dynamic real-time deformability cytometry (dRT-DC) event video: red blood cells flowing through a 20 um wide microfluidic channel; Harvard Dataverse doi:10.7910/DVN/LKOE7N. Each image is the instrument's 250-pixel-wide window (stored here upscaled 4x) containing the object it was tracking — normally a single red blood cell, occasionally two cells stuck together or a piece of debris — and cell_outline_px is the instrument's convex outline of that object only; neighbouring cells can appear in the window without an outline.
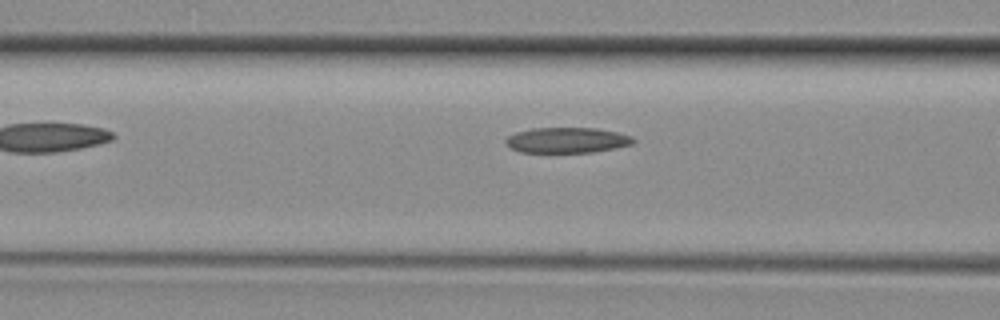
{"species": "common noctule bat (a hibernating species)", "species_latin": "Nyctalus noctula", "temperature_condition": "room temperature", "stored_images_in_passage": 6, "camera_frame_rate_fps": 3000, "um_per_image_px": 0.085, "animal": {"sex": "female", "body_mass_g": 29.2, "forearm_length_mm": 56.3}, "frame": {"image": 1, "passage_image": 4, "time_ms": 1.0, "image_size_px": [1000, 320], "cell_outline_px": [[636, 140], [632, 144], [592, 152], [520, 152], [512, 148], [504, 140], [508, 136], [516, 132], [532, 128], [596, 128], [616, 132], [632, 136]], "centroid_in_image_um": [48.19, 11.91], "position_along_channel_um": 118.4, "area_um2": 18.73}}